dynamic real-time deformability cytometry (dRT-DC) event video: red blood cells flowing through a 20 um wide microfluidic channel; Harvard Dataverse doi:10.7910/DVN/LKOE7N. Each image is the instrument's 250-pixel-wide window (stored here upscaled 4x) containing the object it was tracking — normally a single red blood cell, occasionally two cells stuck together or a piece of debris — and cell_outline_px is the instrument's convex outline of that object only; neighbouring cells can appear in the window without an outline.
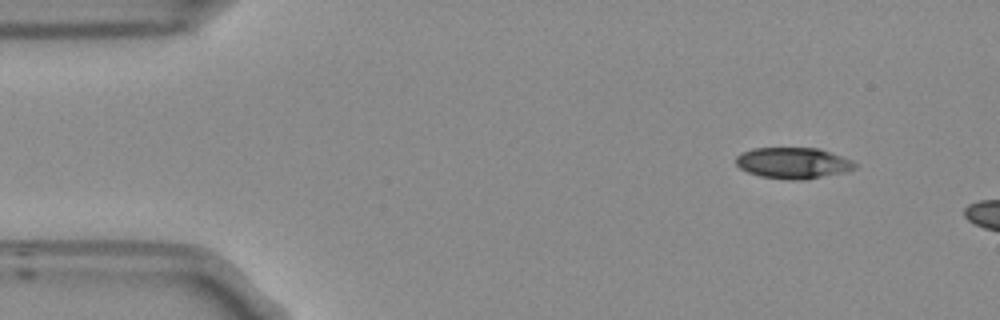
{"species": "Egyptian fruit bat (a non-hibernating species)", "species_latin": "Rousettus aegyptiacus", "temperature_condition": "room temperature", "stored_images_in_passage": 5, "camera_frame_rate_fps": 3000, "um_per_image_px": 0.085, "frame": {"image": 1, "passage_image": 1, "time_ms": 0.0, "image_size_px": [1000, 320], "cell_outline_px": [[856, 168], [844, 172], [800, 180], [788, 180], [760, 176], [748, 172], [740, 168], [736, 164], [736, 156], [752, 148], [820, 148], [852, 160], [856, 164]], "centroid_in_image_um": [67.41, 13.85], "position_along_channel_um": 17.6, "area_um2": 21.44}}